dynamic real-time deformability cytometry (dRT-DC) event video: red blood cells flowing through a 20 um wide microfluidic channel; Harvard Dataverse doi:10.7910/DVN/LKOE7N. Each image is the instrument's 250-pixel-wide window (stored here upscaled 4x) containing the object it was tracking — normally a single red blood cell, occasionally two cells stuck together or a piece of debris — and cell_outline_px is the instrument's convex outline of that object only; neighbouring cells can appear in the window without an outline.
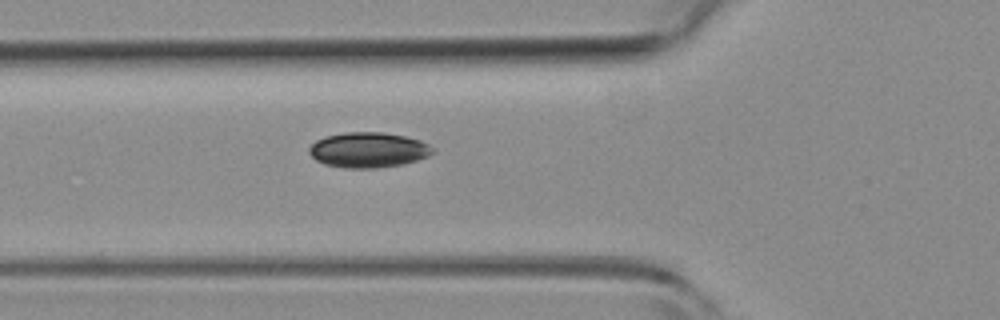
{"species": "common noctule bat (a hibernating species)", "species_latin": "Nyctalus noctula", "temperature_condition": "room temperature", "stored_images_in_passage": 6, "camera_frame_rate_fps": 3000, "um_per_image_px": 0.085, "animal": {"sex": "female", "body_mass_g": 19.3, "forearm_length_mm": 54.1}, "frame": {"image": 1, "passage_image": 6, "time_ms": 1.667, "image_size_px": [1000, 320], "cell_outline_px": [[436, 152], [428, 156], [416, 160], [400, 164], [376, 168], [344, 168], [324, 164], [316, 160], [308, 152], [308, 148], [316, 140], [324, 136], [344, 132], [380, 132], [404, 136], [420, 140], [436, 148]], "centroid_in_image_um": [31.3, 12.74], "position_along_channel_um": 94.5, "area_um2": 25.49}}